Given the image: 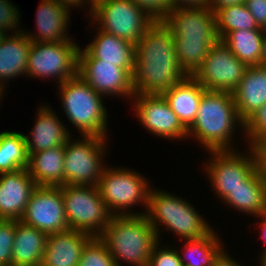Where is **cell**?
<instances>
[{"label": "cell", "mask_w": 266, "mask_h": 266, "mask_svg": "<svg viewBox=\"0 0 266 266\" xmlns=\"http://www.w3.org/2000/svg\"><path fill=\"white\" fill-rule=\"evenodd\" d=\"M186 76L178 65L174 35L162 20H156L135 45V94L162 95Z\"/></svg>", "instance_id": "cell-1"}, {"label": "cell", "mask_w": 266, "mask_h": 266, "mask_svg": "<svg viewBox=\"0 0 266 266\" xmlns=\"http://www.w3.org/2000/svg\"><path fill=\"white\" fill-rule=\"evenodd\" d=\"M162 21L174 35L178 65L192 76L219 41L214 11L208 5L175 8Z\"/></svg>", "instance_id": "cell-2"}, {"label": "cell", "mask_w": 266, "mask_h": 266, "mask_svg": "<svg viewBox=\"0 0 266 266\" xmlns=\"http://www.w3.org/2000/svg\"><path fill=\"white\" fill-rule=\"evenodd\" d=\"M236 125L244 130V122L238 116L232 93L206 90L196 119L188 128V137L193 135L207 152L235 151L230 145Z\"/></svg>", "instance_id": "cell-3"}, {"label": "cell", "mask_w": 266, "mask_h": 266, "mask_svg": "<svg viewBox=\"0 0 266 266\" xmlns=\"http://www.w3.org/2000/svg\"><path fill=\"white\" fill-rule=\"evenodd\" d=\"M99 238L117 266H148L151 250L159 241L145 214L113 216Z\"/></svg>", "instance_id": "cell-4"}, {"label": "cell", "mask_w": 266, "mask_h": 266, "mask_svg": "<svg viewBox=\"0 0 266 266\" xmlns=\"http://www.w3.org/2000/svg\"><path fill=\"white\" fill-rule=\"evenodd\" d=\"M144 212L158 240L161 225L184 240L201 238L213 229L187 200L159 189L150 190L147 211Z\"/></svg>", "instance_id": "cell-5"}, {"label": "cell", "mask_w": 266, "mask_h": 266, "mask_svg": "<svg viewBox=\"0 0 266 266\" xmlns=\"http://www.w3.org/2000/svg\"><path fill=\"white\" fill-rule=\"evenodd\" d=\"M62 108L68 121L81 135L107 138V110L103 96L93 90L78 74L58 86Z\"/></svg>", "instance_id": "cell-6"}, {"label": "cell", "mask_w": 266, "mask_h": 266, "mask_svg": "<svg viewBox=\"0 0 266 266\" xmlns=\"http://www.w3.org/2000/svg\"><path fill=\"white\" fill-rule=\"evenodd\" d=\"M61 193L69 230L99 237L113 215L102 200L98 187L63 185Z\"/></svg>", "instance_id": "cell-7"}, {"label": "cell", "mask_w": 266, "mask_h": 266, "mask_svg": "<svg viewBox=\"0 0 266 266\" xmlns=\"http://www.w3.org/2000/svg\"><path fill=\"white\" fill-rule=\"evenodd\" d=\"M107 168L108 166L104 169L97 187L109 212L113 216L145 214L141 212L131 213L133 210L130 211L129 208L132 209L134 204L139 205L138 203H141L143 206L145 205L147 211L151 190L147 179L142 177L140 173L127 168Z\"/></svg>", "instance_id": "cell-8"}, {"label": "cell", "mask_w": 266, "mask_h": 266, "mask_svg": "<svg viewBox=\"0 0 266 266\" xmlns=\"http://www.w3.org/2000/svg\"><path fill=\"white\" fill-rule=\"evenodd\" d=\"M97 29L136 45L156 21L133 0H103L92 9Z\"/></svg>", "instance_id": "cell-9"}, {"label": "cell", "mask_w": 266, "mask_h": 266, "mask_svg": "<svg viewBox=\"0 0 266 266\" xmlns=\"http://www.w3.org/2000/svg\"><path fill=\"white\" fill-rule=\"evenodd\" d=\"M81 137L73 141L70 136L64 145V185L97 186L106 167L103 158L108 140L94 135Z\"/></svg>", "instance_id": "cell-10"}, {"label": "cell", "mask_w": 266, "mask_h": 266, "mask_svg": "<svg viewBox=\"0 0 266 266\" xmlns=\"http://www.w3.org/2000/svg\"><path fill=\"white\" fill-rule=\"evenodd\" d=\"M79 45L68 40L61 43L32 42L25 76L58 79L59 85L77 75Z\"/></svg>", "instance_id": "cell-11"}, {"label": "cell", "mask_w": 266, "mask_h": 266, "mask_svg": "<svg viewBox=\"0 0 266 266\" xmlns=\"http://www.w3.org/2000/svg\"><path fill=\"white\" fill-rule=\"evenodd\" d=\"M133 71L115 66L114 63L101 62L86 48H79L77 74L104 98L106 95L132 98L135 94Z\"/></svg>", "instance_id": "cell-12"}, {"label": "cell", "mask_w": 266, "mask_h": 266, "mask_svg": "<svg viewBox=\"0 0 266 266\" xmlns=\"http://www.w3.org/2000/svg\"><path fill=\"white\" fill-rule=\"evenodd\" d=\"M249 154L235 151H209L212 159L206 162L211 185L220 199L242 185V182L259 166L255 147H249ZM211 160V161H210Z\"/></svg>", "instance_id": "cell-13"}, {"label": "cell", "mask_w": 266, "mask_h": 266, "mask_svg": "<svg viewBox=\"0 0 266 266\" xmlns=\"http://www.w3.org/2000/svg\"><path fill=\"white\" fill-rule=\"evenodd\" d=\"M247 66L219 40L192 75L206 90L232 93Z\"/></svg>", "instance_id": "cell-14"}, {"label": "cell", "mask_w": 266, "mask_h": 266, "mask_svg": "<svg viewBox=\"0 0 266 266\" xmlns=\"http://www.w3.org/2000/svg\"><path fill=\"white\" fill-rule=\"evenodd\" d=\"M20 220L47 234L69 230L61 186H37Z\"/></svg>", "instance_id": "cell-15"}, {"label": "cell", "mask_w": 266, "mask_h": 266, "mask_svg": "<svg viewBox=\"0 0 266 266\" xmlns=\"http://www.w3.org/2000/svg\"><path fill=\"white\" fill-rule=\"evenodd\" d=\"M132 98L136 116L147 131L171 140L188 136V129L172 111L163 95L134 94Z\"/></svg>", "instance_id": "cell-16"}, {"label": "cell", "mask_w": 266, "mask_h": 266, "mask_svg": "<svg viewBox=\"0 0 266 266\" xmlns=\"http://www.w3.org/2000/svg\"><path fill=\"white\" fill-rule=\"evenodd\" d=\"M36 187L27 169L0 173V219L20 220Z\"/></svg>", "instance_id": "cell-17"}, {"label": "cell", "mask_w": 266, "mask_h": 266, "mask_svg": "<svg viewBox=\"0 0 266 266\" xmlns=\"http://www.w3.org/2000/svg\"><path fill=\"white\" fill-rule=\"evenodd\" d=\"M91 238L88 233L75 230L48 234L40 266H78L82 250Z\"/></svg>", "instance_id": "cell-18"}, {"label": "cell", "mask_w": 266, "mask_h": 266, "mask_svg": "<svg viewBox=\"0 0 266 266\" xmlns=\"http://www.w3.org/2000/svg\"><path fill=\"white\" fill-rule=\"evenodd\" d=\"M239 118L245 122L266 103V66H249L232 92Z\"/></svg>", "instance_id": "cell-19"}, {"label": "cell", "mask_w": 266, "mask_h": 266, "mask_svg": "<svg viewBox=\"0 0 266 266\" xmlns=\"http://www.w3.org/2000/svg\"><path fill=\"white\" fill-rule=\"evenodd\" d=\"M37 111L36 123L30 136L24 135L27 152L35 153L65 145L71 134L55 111L45 105H41Z\"/></svg>", "instance_id": "cell-20"}, {"label": "cell", "mask_w": 266, "mask_h": 266, "mask_svg": "<svg viewBox=\"0 0 266 266\" xmlns=\"http://www.w3.org/2000/svg\"><path fill=\"white\" fill-rule=\"evenodd\" d=\"M38 7L36 13L37 32H35L38 35L33 36L31 32L30 35L24 32L32 42L61 43L72 40L66 30L70 21V10L59 5L55 0H41Z\"/></svg>", "instance_id": "cell-21"}, {"label": "cell", "mask_w": 266, "mask_h": 266, "mask_svg": "<svg viewBox=\"0 0 266 266\" xmlns=\"http://www.w3.org/2000/svg\"><path fill=\"white\" fill-rule=\"evenodd\" d=\"M231 208L260 219L266 214V183L258 166L243 182L224 199Z\"/></svg>", "instance_id": "cell-22"}, {"label": "cell", "mask_w": 266, "mask_h": 266, "mask_svg": "<svg viewBox=\"0 0 266 266\" xmlns=\"http://www.w3.org/2000/svg\"><path fill=\"white\" fill-rule=\"evenodd\" d=\"M14 30L0 42V86L4 89L8 79L25 75L32 41L24 30ZM5 80V81H4Z\"/></svg>", "instance_id": "cell-23"}, {"label": "cell", "mask_w": 266, "mask_h": 266, "mask_svg": "<svg viewBox=\"0 0 266 266\" xmlns=\"http://www.w3.org/2000/svg\"><path fill=\"white\" fill-rule=\"evenodd\" d=\"M206 89L193 77L186 76L162 95L172 111L188 129L196 119L200 101Z\"/></svg>", "instance_id": "cell-24"}, {"label": "cell", "mask_w": 266, "mask_h": 266, "mask_svg": "<svg viewBox=\"0 0 266 266\" xmlns=\"http://www.w3.org/2000/svg\"><path fill=\"white\" fill-rule=\"evenodd\" d=\"M48 234L16 220L12 266H40Z\"/></svg>", "instance_id": "cell-25"}, {"label": "cell", "mask_w": 266, "mask_h": 266, "mask_svg": "<svg viewBox=\"0 0 266 266\" xmlns=\"http://www.w3.org/2000/svg\"><path fill=\"white\" fill-rule=\"evenodd\" d=\"M28 155L27 170L37 186L64 185V145Z\"/></svg>", "instance_id": "cell-26"}, {"label": "cell", "mask_w": 266, "mask_h": 266, "mask_svg": "<svg viewBox=\"0 0 266 266\" xmlns=\"http://www.w3.org/2000/svg\"><path fill=\"white\" fill-rule=\"evenodd\" d=\"M99 32L85 48L101 62L114 63L123 69H134L135 45L114 34Z\"/></svg>", "instance_id": "cell-27"}, {"label": "cell", "mask_w": 266, "mask_h": 266, "mask_svg": "<svg viewBox=\"0 0 266 266\" xmlns=\"http://www.w3.org/2000/svg\"><path fill=\"white\" fill-rule=\"evenodd\" d=\"M264 29L234 30L221 41L247 67L262 65V36Z\"/></svg>", "instance_id": "cell-28"}, {"label": "cell", "mask_w": 266, "mask_h": 266, "mask_svg": "<svg viewBox=\"0 0 266 266\" xmlns=\"http://www.w3.org/2000/svg\"><path fill=\"white\" fill-rule=\"evenodd\" d=\"M185 241V249H180L183 254L179 251V255L181 262L189 266H212L219 254L224 250L223 246H221L222 242L218 234L214 232V229L201 238Z\"/></svg>", "instance_id": "cell-29"}, {"label": "cell", "mask_w": 266, "mask_h": 266, "mask_svg": "<svg viewBox=\"0 0 266 266\" xmlns=\"http://www.w3.org/2000/svg\"><path fill=\"white\" fill-rule=\"evenodd\" d=\"M28 152L23 133H0V173L15 172L28 167Z\"/></svg>", "instance_id": "cell-30"}, {"label": "cell", "mask_w": 266, "mask_h": 266, "mask_svg": "<svg viewBox=\"0 0 266 266\" xmlns=\"http://www.w3.org/2000/svg\"><path fill=\"white\" fill-rule=\"evenodd\" d=\"M216 32L219 40L234 30H250L259 28L245 3L219 8L215 12Z\"/></svg>", "instance_id": "cell-31"}, {"label": "cell", "mask_w": 266, "mask_h": 266, "mask_svg": "<svg viewBox=\"0 0 266 266\" xmlns=\"http://www.w3.org/2000/svg\"><path fill=\"white\" fill-rule=\"evenodd\" d=\"M78 266H117L107 246L99 237H92L84 246Z\"/></svg>", "instance_id": "cell-32"}, {"label": "cell", "mask_w": 266, "mask_h": 266, "mask_svg": "<svg viewBox=\"0 0 266 266\" xmlns=\"http://www.w3.org/2000/svg\"><path fill=\"white\" fill-rule=\"evenodd\" d=\"M243 133L251 147L266 140V103L244 122Z\"/></svg>", "instance_id": "cell-33"}, {"label": "cell", "mask_w": 266, "mask_h": 266, "mask_svg": "<svg viewBox=\"0 0 266 266\" xmlns=\"http://www.w3.org/2000/svg\"><path fill=\"white\" fill-rule=\"evenodd\" d=\"M16 220L0 219V266H12Z\"/></svg>", "instance_id": "cell-34"}, {"label": "cell", "mask_w": 266, "mask_h": 266, "mask_svg": "<svg viewBox=\"0 0 266 266\" xmlns=\"http://www.w3.org/2000/svg\"><path fill=\"white\" fill-rule=\"evenodd\" d=\"M159 241L151 250L148 266H182L179 249H170V247H159Z\"/></svg>", "instance_id": "cell-35"}, {"label": "cell", "mask_w": 266, "mask_h": 266, "mask_svg": "<svg viewBox=\"0 0 266 266\" xmlns=\"http://www.w3.org/2000/svg\"><path fill=\"white\" fill-rule=\"evenodd\" d=\"M18 8L13 5L9 0H0V29L5 33L14 30L20 26V15ZM7 32V33H6Z\"/></svg>", "instance_id": "cell-36"}, {"label": "cell", "mask_w": 266, "mask_h": 266, "mask_svg": "<svg viewBox=\"0 0 266 266\" xmlns=\"http://www.w3.org/2000/svg\"><path fill=\"white\" fill-rule=\"evenodd\" d=\"M155 20H162L171 10L170 0H133Z\"/></svg>", "instance_id": "cell-37"}, {"label": "cell", "mask_w": 266, "mask_h": 266, "mask_svg": "<svg viewBox=\"0 0 266 266\" xmlns=\"http://www.w3.org/2000/svg\"><path fill=\"white\" fill-rule=\"evenodd\" d=\"M245 5L258 27L266 29V0H245Z\"/></svg>", "instance_id": "cell-38"}, {"label": "cell", "mask_w": 266, "mask_h": 266, "mask_svg": "<svg viewBox=\"0 0 266 266\" xmlns=\"http://www.w3.org/2000/svg\"><path fill=\"white\" fill-rule=\"evenodd\" d=\"M209 0H170L172 9L207 6ZM185 4V5H184Z\"/></svg>", "instance_id": "cell-39"}, {"label": "cell", "mask_w": 266, "mask_h": 266, "mask_svg": "<svg viewBox=\"0 0 266 266\" xmlns=\"http://www.w3.org/2000/svg\"><path fill=\"white\" fill-rule=\"evenodd\" d=\"M255 149L257 151L258 158H259V166L263 173L265 183H266V140L258 143L255 146Z\"/></svg>", "instance_id": "cell-40"}, {"label": "cell", "mask_w": 266, "mask_h": 266, "mask_svg": "<svg viewBox=\"0 0 266 266\" xmlns=\"http://www.w3.org/2000/svg\"><path fill=\"white\" fill-rule=\"evenodd\" d=\"M245 3V0H209L208 6L215 12L219 8Z\"/></svg>", "instance_id": "cell-41"}, {"label": "cell", "mask_w": 266, "mask_h": 266, "mask_svg": "<svg viewBox=\"0 0 266 266\" xmlns=\"http://www.w3.org/2000/svg\"><path fill=\"white\" fill-rule=\"evenodd\" d=\"M212 266H241V264L237 263L233 258L229 256V254L223 250L216 260L213 262Z\"/></svg>", "instance_id": "cell-42"}, {"label": "cell", "mask_w": 266, "mask_h": 266, "mask_svg": "<svg viewBox=\"0 0 266 266\" xmlns=\"http://www.w3.org/2000/svg\"><path fill=\"white\" fill-rule=\"evenodd\" d=\"M59 5H63L65 8H67L68 10H70L69 8L70 7H81L82 5L84 6L85 4V7L87 6L86 4V1L85 0H55Z\"/></svg>", "instance_id": "cell-43"}, {"label": "cell", "mask_w": 266, "mask_h": 266, "mask_svg": "<svg viewBox=\"0 0 266 266\" xmlns=\"http://www.w3.org/2000/svg\"><path fill=\"white\" fill-rule=\"evenodd\" d=\"M260 218L262 219V220H259L260 227L262 229L261 235H262V239L264 240V245H266V214L261 215ZM263 251H266V246Z\"/></svg>", "instance_id": "cell-44"}, {"label": "cell", "mask_w": 266, "mask_h": 266, "mask_svg": "<svg viewBox=\"0 0 266 266\" xmlns=\"http://www.w3.org/2000/svg\"><path fill=\"white\" fill-rule=\"evenodd\" d=\"M262 47V65L266 66V29L263 31Z\"/></svg>", "instance_id": "cell-45"}, {"label": "cell", "mask_w": 266, "mask_h": 266, "mask_svg": "<svg viewBox=\"0 0 266 266\" xmlns=\"http://www.w3.org/2000/svg\"><path fill=\"white\" fill-rule=\"evenodd\" d=\"M103 0H86L87 2V5L89 4V11H90V14L92 15V9L97 5L99 4L100 2H102ZM91 5V6H90Z\"/></svg>", "instance_id": "cell-46"}, {"label": "cell", "mask_w": 266, "mask_h": 266, "mask_svg": "<svg viewBox=\"0 0 266 266\" xmlns=\"http://www.w3.org/2000/svg\"><path fill=\"white\" fill-rule=\"evenodd\" d=\"M261 258L259 260L260 262V266H266V251H262V256H260Z\"/></svg>", "instance_id": "cell-47"}, {"label": "cell", "mask_w": 266, "mask_h": 266, "mask_svg": "<svg viewBox=\"0 0 266 266\" xmlns=\"http://www.w3.org/2000/svg\"><path fill=\"white\" fill-rule=\"evenodd\" d=\"M8 34H5L1 29H0V42L2 41V39Z\"/></svg>", "instance_id": "cell-48"}, {"label": "cell", "mask_w": 266, "mask_h": 266, "mask_svg": "<svg viewBox=\"0 0 266 266\" xmlns=\"http://www.w3.org/2000/svg\"><path fill=\"white\" fill-rule=\"evenodd\" d=\"M3 93H4V89L0 86V100H2L3 97H5V96L3 95ZM1 95H2L3 97H2Z\"/></svg>", "instance_id": "cell-49"}]
</instances>
